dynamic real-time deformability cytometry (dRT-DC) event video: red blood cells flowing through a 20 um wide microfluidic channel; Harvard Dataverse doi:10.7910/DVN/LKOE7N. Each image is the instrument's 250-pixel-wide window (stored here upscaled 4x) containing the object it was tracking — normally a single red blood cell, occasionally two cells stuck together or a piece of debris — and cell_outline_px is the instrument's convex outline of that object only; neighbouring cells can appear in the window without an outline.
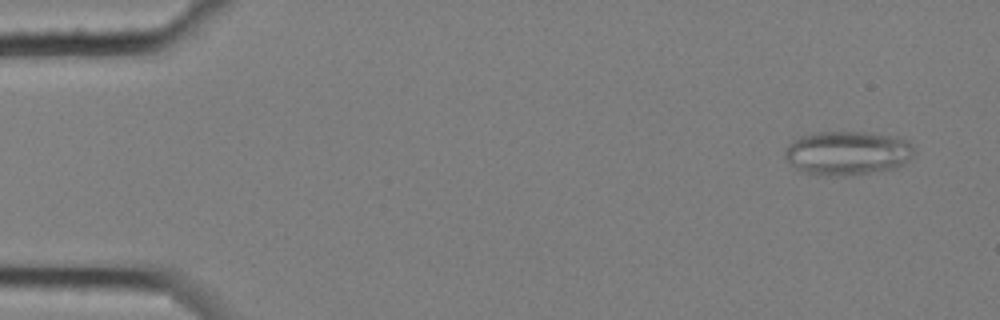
{"species": "common noctule bat (a hibernating species)", "species_latin": "Nyctalus noctula", "temperature_condition": "cold", "stored_images_in_passage": 5, "camera_frame_rate_fps": 3000, "um_per_image_px": 0.085, "animal": {"sex": "female", "body_mass_g": 25.1}, "frame": {"image": 1, "passage_image": 1, "time_ms": 0.0, "image_size_px": [1000, 320], "cell_outline_px": [[916, 152], [908, 160], [892, 168], [872, 172], [844, 176], [816, 176], [800, 172], [784, 156], [784, 148], [788, 144], [800, 136], [820, 132], [864, 132], [896, 136], [908, 140], [912, 144]], "centroid_in_image_um": [72.01, 13.01], "position_along_channel_um": 13.0, "area_um2": 33.41}}